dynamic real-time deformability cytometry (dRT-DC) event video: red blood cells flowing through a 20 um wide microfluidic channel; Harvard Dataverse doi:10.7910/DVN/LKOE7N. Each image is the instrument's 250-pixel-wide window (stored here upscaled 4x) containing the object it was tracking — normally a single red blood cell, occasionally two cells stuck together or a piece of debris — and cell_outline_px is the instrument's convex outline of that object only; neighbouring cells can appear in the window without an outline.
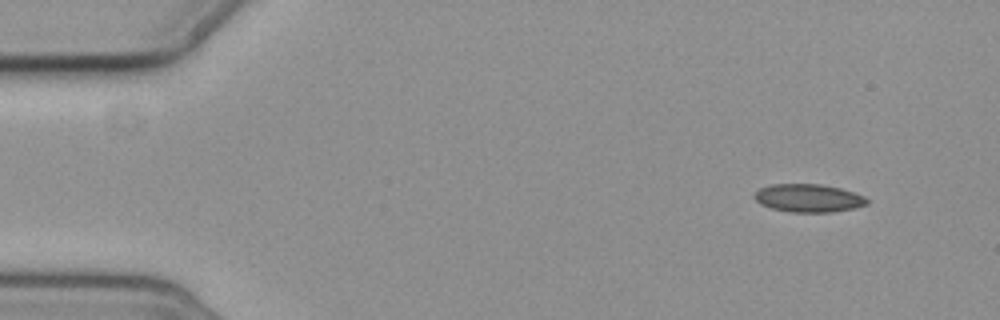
{"species": "common noctule bat (a hibernating species)", "species_latin": "Nyctalus noctula", "temperature_condition": "cold", "stored_images_in_passage": 5, "segment_of_instrument_passage": [2, 2], "camera_frame_rate_fps": 3000, "um_per_image_px": 0.085, "animal": {"sex": "female", "body_mass_g": 19.3, "forearm_length_mm": 54.1}, "frame": {"image": 1, "passage_image": 5, "time_ms": 4.667, "image_size_px": [1000, 320], "cell_outline_px": [[868, 204], [852, 208], [832, 212], [792, 212], [772, 208], [760, 204], [752, 196], [760, 188], [772, 184], [820, 184], [840, 188], [864, 196], [868, 200]], "centroid_in_image_um": [68.7, 16.83], "position_along_channel_um": 16.3, "area_um2": 18.26}}